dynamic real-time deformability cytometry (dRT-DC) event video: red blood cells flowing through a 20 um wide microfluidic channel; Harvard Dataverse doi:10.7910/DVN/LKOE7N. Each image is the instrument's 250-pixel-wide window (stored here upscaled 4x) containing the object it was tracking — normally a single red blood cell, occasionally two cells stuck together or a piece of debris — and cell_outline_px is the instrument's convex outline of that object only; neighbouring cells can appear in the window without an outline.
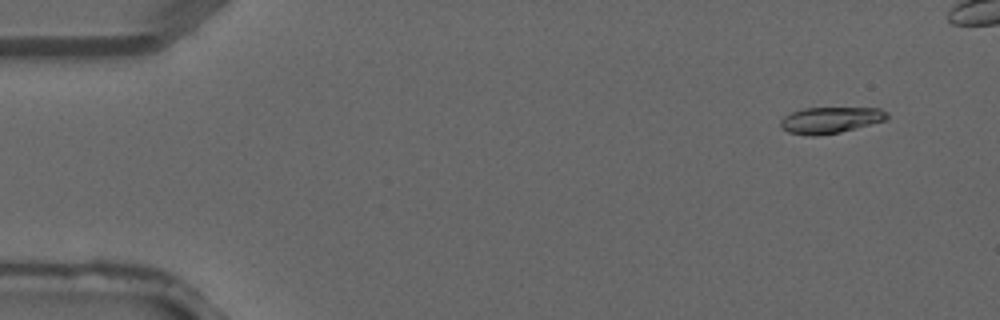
{"species": "common noctule bat (a hibernating species)", "species_latin": "Nyctalus noctula", "temperature_condition": "warm", "stored_images_in_passage": 4, "camera_frame_rate_fps": 3000, "um_per_image_px": 0.085, "animal": {"sex": "male", "forearm_length_mm": 52.5}, "frame": {"image": 1, "passage_image": 1, "time_ms": 0.0, "image_size_px": [1000, 320], "cell_outline_px": [[888, 120], [840, 132], [816, 136], [804, 136], [788, 132], [780, 128], [780, 120], [784, 116], [792, 112], [804, 108], [880, 108], [888, 112]], "centroid_in_image_um": [70.57, 10.21], "position_along_channel_um": 14.4, "area_um2": 16.53}}